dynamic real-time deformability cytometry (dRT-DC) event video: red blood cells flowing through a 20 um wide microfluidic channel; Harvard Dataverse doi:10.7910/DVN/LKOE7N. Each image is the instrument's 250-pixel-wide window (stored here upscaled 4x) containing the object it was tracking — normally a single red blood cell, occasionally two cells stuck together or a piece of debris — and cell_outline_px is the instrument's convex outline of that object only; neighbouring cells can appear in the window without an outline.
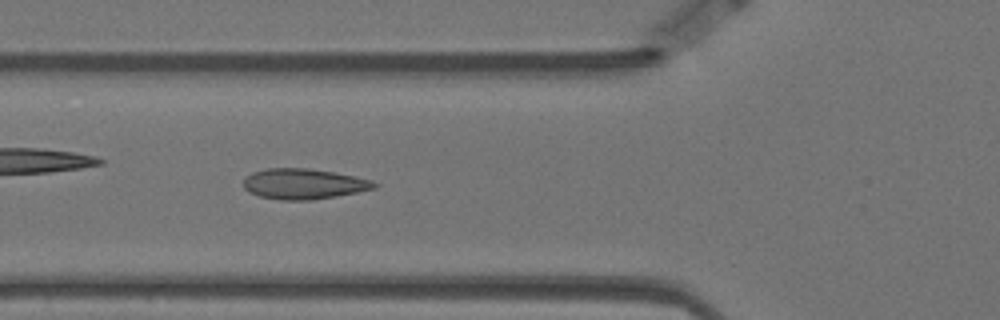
{"species": "Egyptian fruit bat (a non-hibernating species)", "species_latin": "Rousettus aegyptiacus", "temperature_condition": "warm", "stored_images_in_passage": 51, "camera_frame_rate_fps": 3000, "um_per_image_px": 0.085, "animal": {"sex": "female"}, "frame": {"image": 1, "passage_image": 14, "time_ms": 4.333, "image_size_px": [1000, 320], "cell_outline_px": [[380, 184], [376, 188], [336, 196], [312, 200], [280, 200], [260, 196], [248, 192], [244, 188], [244, 180], [252, 172], [268, 168], [308, 168], [332, 172], [372, 180]], "centroid_in_image_um": [25.81, 15.63], "position_along_channel_um": 100.0, "area_um2": 23.12}}
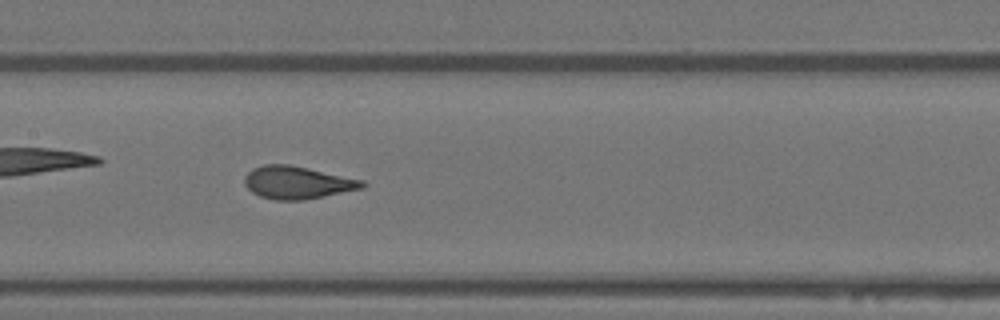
{"frame": {"image": 2, "passage_image": 21, "time_ms": 6.667, "image_size_px": [1000, 320], "cell_outline_px": [[368, 184], [364, 188], [304, 200], [276, 200], [260, 196], [252, 192], [244, 184], [244, 176], [252, 168], [264, 164], [288, 164], [308, 168], [364, 180]], "centroid_in_image_um": [25.28, 15.51], "position_along_channel_um": 182.1, "area_um2": 22.48}}
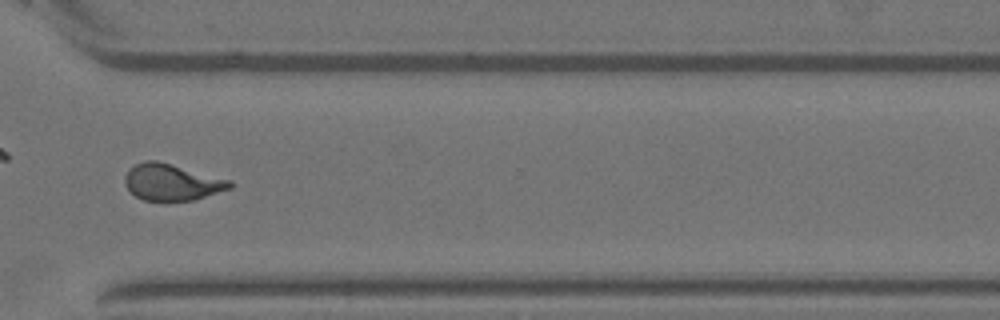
{"frame": {"image": 3, "passage_image": 36, "time_ms": 11.667, "image_size_px": [1000, 320], "cell_outline_px": [[232, 188], [196, 200], [144, 200], [136, 196], [124, 184], [124, 176], [136, 164], [144, 160], [156, 160], [172, 164], [232, 180]], "centroid_in_image_um": [14.64, 15.48], "position_along_channel_um": 356.0, "area_um2": 22.25}, "authors_computed_cell_mechanics": {"area_um2": 22.4842, "velocity_mm_per_s": 3.4913, "shape_relaxation_time_tau1_ms": 5.8436, "shape_relaxation_time_tau2_ms": null, "deformation_change_tau1": 0.1594, "deformation_change_tau2": null}}